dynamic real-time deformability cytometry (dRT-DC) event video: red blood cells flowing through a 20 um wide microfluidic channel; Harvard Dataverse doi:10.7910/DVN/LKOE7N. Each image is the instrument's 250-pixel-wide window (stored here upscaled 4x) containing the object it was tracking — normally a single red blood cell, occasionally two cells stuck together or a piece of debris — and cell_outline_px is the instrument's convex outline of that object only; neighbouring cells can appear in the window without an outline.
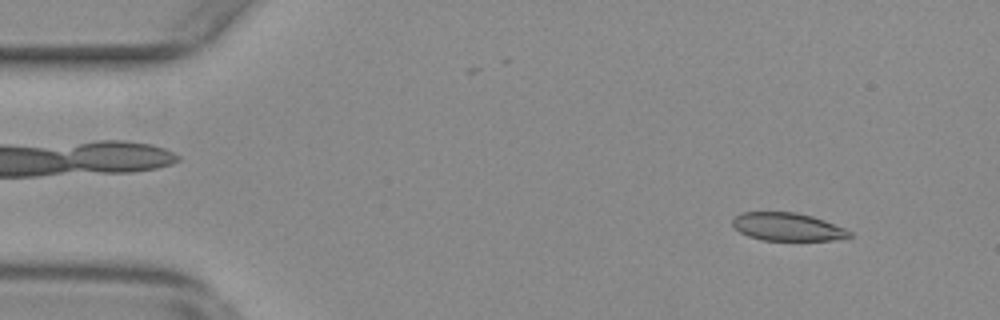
{"species": "common noctule bat (a hibernating species)", "species_latin": "Nyctalus noctula", "temperature_condition": "warm", "stored_images_in_passage": 30, "camera_frame_rate_fps": 3000, "um_per_image_px": 0.085, "animal": {"sex": "female", "body_mass_g": 29.2, "forearm_length_mm": 56.3}, "frame": {"image": 1, "passage_image": 5, "time_ms": 1.333, "image_size_px": [1000, 320], "cell_outline_px": [[852, 236], [832, 240], [764, 240], [748, 236], [740, 232], [732, 224], [732, 220], [740, 212], [796, 212], [812, 216], [824, 220], [844, 228], [852, 232]], "centroid_in_image_um": [66.93, 19.27], "position_along_channel_um": 18.1, "area_um2": 18.96}}
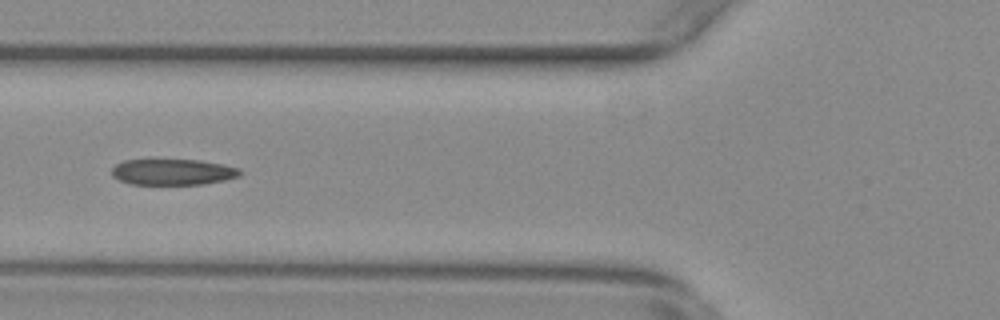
{"frame": {"image": 2, "passage_image": 20, "time_ms": 6.333, "image_size_px": [1000, 320], "cell_outline_px": [[244, 172], [240, 176], [224, 180], [204, 184], [132, 184], [120, 180], [112, 176], [112, 168], [116, 164], [124, 160], [200, 160], [224, 164], [240, 168]], "centroid_in_image_um": [14.74, 14.61], "position_along_channel_um": 111.1, "area_um2": 19.48}}
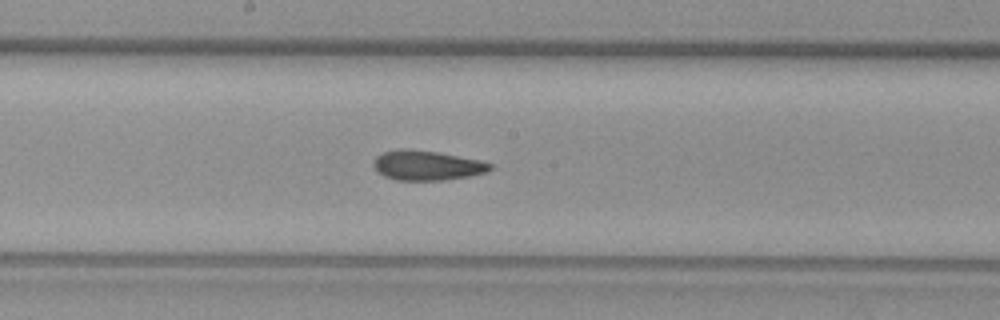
{"frame": {"image": 3, "passage_image": 28, "time_ms": 9.0, "image_size_px": [1000, 320], "cell_outline_px": [[492, 168], [488, 172], [472, 176], [444, 180], [396, 180], [384, 176], [376, 172], [372, 164], [372, 160], [376, 156], [384, 152], [400, 148], [404, 148], [440, 152], [480, 160], [492, 164]], "centroid_in_image_um": [36.27, 14.06], "position_along_channel_um": 211.9, "area_um2": 20.58}}